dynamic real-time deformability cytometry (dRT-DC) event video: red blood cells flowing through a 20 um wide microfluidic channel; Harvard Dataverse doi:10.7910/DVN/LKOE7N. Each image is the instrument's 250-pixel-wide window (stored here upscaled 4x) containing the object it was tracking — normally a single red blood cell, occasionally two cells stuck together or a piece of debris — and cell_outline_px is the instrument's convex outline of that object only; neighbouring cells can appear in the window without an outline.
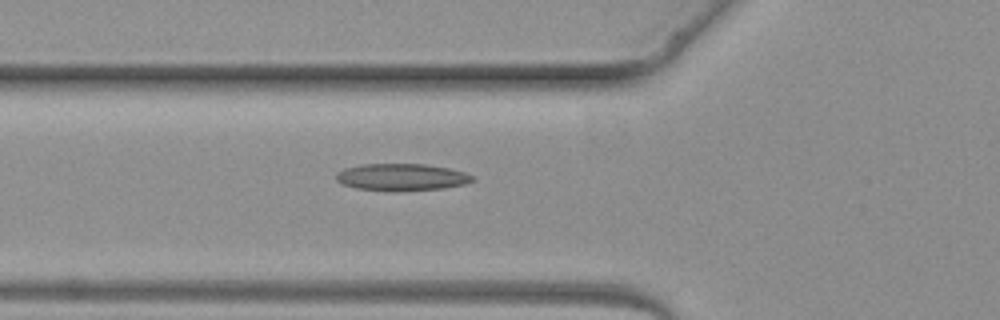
{"species": "common noctule bat (a hibernating species)", "species_latin": "Nyctalus noctula", "temperature_condition": "warm", "stored_images_in_passage": 3, "camera_frame_rate_fps": 3000, "um_per_image_px": 0.085, "animal": {"sex": "female", "body_mass_g": 19.3, "forearm_length_mm": 54.1}, "frame": {"image": 1, "passage_image": 3, "time_ms": 2.333, "image_size_px": [1000, 320], "cell_outline_px": [[476, 180], [464, 184], [444, 188], [396, 192], [392, 192], [356, 188], [340, 184], [336, 180], [336, 172], [344, 168], [360, 164], [424, 164], [448, 168], [464, 172], [472, 176]], "centroid_in_image_um": [34.09, 15.07], "position_along_channel_um": 91.7, "area_um2": 21.79}}